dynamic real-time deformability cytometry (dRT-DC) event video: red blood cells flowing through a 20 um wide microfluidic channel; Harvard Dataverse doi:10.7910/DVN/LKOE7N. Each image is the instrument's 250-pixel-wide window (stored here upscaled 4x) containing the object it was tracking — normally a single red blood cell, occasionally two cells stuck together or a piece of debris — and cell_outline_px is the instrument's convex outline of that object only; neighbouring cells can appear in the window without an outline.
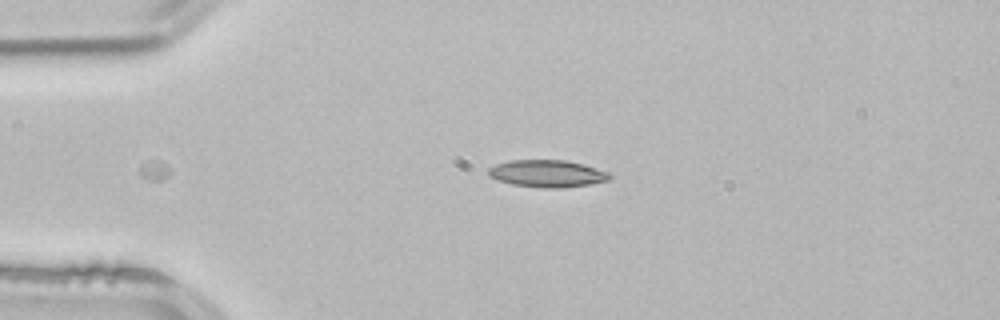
{"species": "common noctule bat (a hibernating species)", "species_latin": "Nyctalus noctula", "temperature_condition": "room temperature", "stored_images_in_passage": 3, "camera_frame_rate_fps": 3000, "um_per_image_px": 0.085, "animal": {"sex": "male", "body_mass_g": 21.5, "forearm_length_mm": 52.0}, "frame": {"image": 1, "passage_image": 3, "time_ms": 0.667, "image_size_px": [1000, 320], "cell_outline_px": [[612, 176], [608, 180], [592, 184], [560, 188], [544, 188], [512, 184], [496, 180], [488, 176], [488, 168], [496, 164], [508, 160], [564, 160], [580, 164], [608, 172]], "centroid_in_image_um": [46.46, 14.76], "position_along_channel_um": 38.5, "area_um2": 19.13}}